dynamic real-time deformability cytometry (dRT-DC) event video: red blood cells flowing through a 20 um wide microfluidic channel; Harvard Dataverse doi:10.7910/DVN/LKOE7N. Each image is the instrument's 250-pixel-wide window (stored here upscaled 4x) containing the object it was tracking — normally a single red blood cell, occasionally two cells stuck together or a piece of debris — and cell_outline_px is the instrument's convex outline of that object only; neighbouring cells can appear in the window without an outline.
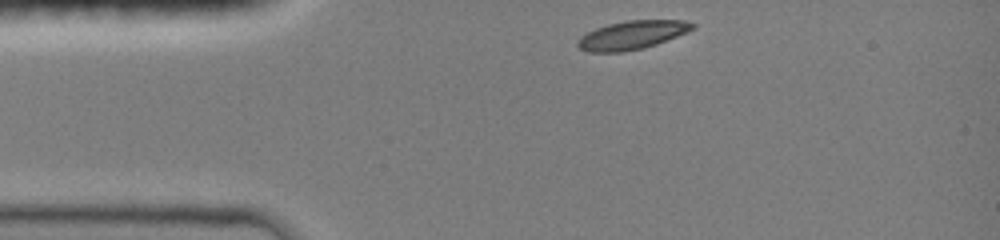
{"species": "common noctule bat (a hibernating species)", "species_latin": "Nyctalus noctula", "temperature_condition": "room temperature", "stored_images_in_passage": 33, "camera_frame_rate_fps": 3000, "um_per_image_px": 0.085, "animal": {"sex": "female", "body_mass_g": 19.0, "forearm_length_mm": 51.5}, "frame": {"image": 1, "passage_image": 1, "time_ms": 0.0, "image_size_px": [1000, 240], "cell_outline_px": [[696, 28], [688, 32], [656, 44], [644, 48], [624, 52], [588, 52], [580, 48], [576, 44], [576, 40], [580, 36], [596, 28], [608, 24], [628, 20], [684, 20], [696, 24]], "centroid_in_image_um": [53.73, 2.98], "position_along_channel_um": 31.3, "area_um2": 19.25}}
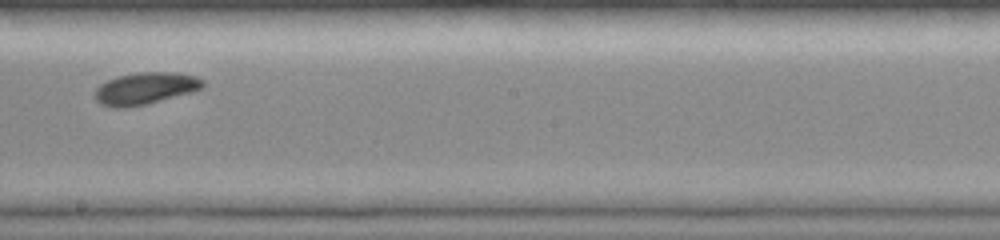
{"frame": {"image": 2, "passage_image": 19, "time_ms": 6.0, "image_size_px": [1000, 240], "cell_outline_px": [[204, 88], [192, 92], [148, 104], [124, 108], [112, 108], [100, 104], [92, 96], [96, 88], [100, 84], [116, 76], [140, 72], [176, 72], [196, 76], [204, 80]], "centroid_in_image_um": [12.33, 7.52], "position_along_channel_um": 235.9, "area_um2": 20.52}}
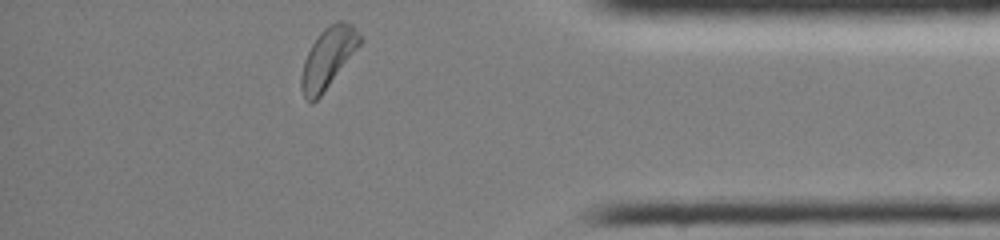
{"frame": {"image": 3, "passage_image": 33, "time_ms": 10.667, "image_size_px": [1000, 240], "cell_outline_px": [[364, 40], [324, 92], [316, 100], [304, 100], [300, 88], [300, 76], [304, 60], [312, 44], [320, 32], [324, 28], [336, 20], [340, 20], [352, 24]], "centroid_in_image_um": [27.88, 4.91], "position_along_channel_um": 407.3, "area_um2": 20.63}, "authors_computed_cell_mechanics": {"area_um2": 19.7676, "velocity_mm_per_s": 4.0195, "shape_relaxation_time_tau1_ms": 2.8269, "shape_relaxation_time_tau2_ms": 10.1253, "deformation_change_tau1": 0.1325, "deformation_change_tau2": 0.1469}}